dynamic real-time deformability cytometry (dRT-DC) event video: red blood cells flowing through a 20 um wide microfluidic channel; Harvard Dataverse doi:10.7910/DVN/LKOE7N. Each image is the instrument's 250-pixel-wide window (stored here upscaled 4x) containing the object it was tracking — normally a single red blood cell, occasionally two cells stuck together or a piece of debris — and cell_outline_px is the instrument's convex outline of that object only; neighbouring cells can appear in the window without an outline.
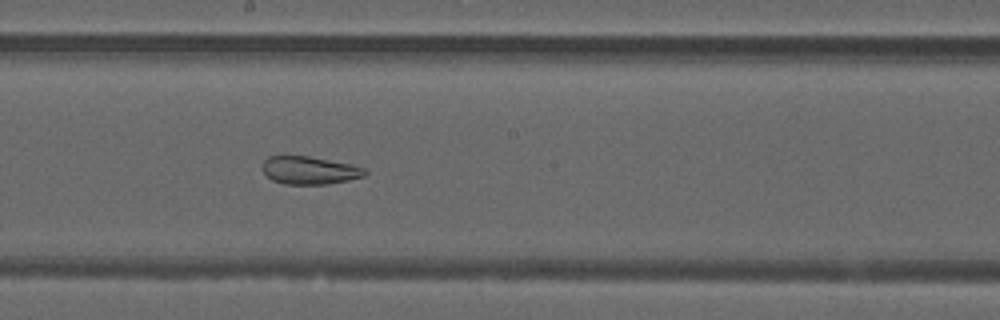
{"species": "common noctule bat (a hibernating species)", "species_latin": "Nyctalus noctula", "temperature_condition": "warm", "stored_images_in_passage": 51, "camera_frame_rate_fps": 3000, "um_per_image_px": 0.085, "animal": {"sex": "male", "forearm_length_mm": 52.5}, "frame": {"image": 1, "passage_image": 28, "time_ms": 9.0, "image_size_px": [1000, 320], "cell_outline_px": [[368, 172], [364, 176], [348, 180], [324, 184], [284, 184], [272, 180], [260, 168], [264, 160], [268, 156], [308, 156], [352, 164], [364, 168]], "centroid_in_image_um": [26.29, 14.47], "position_along_channel_um": 221.9, "area_um2": 16.65}}
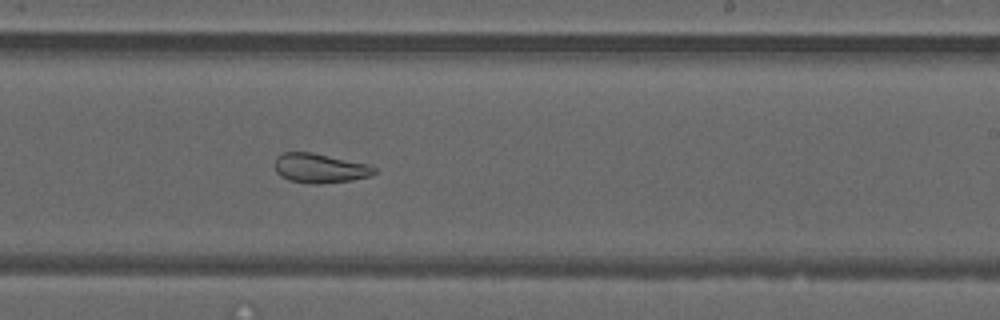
{"frame": {"image": 2, "passage_image": 31, "time_ms": 10.0, "image_size_px": [1000, 320], "cell_outline_px": [[376, 172], [368, 176], [352, 180], [320, 184], [308, 184], [288, 180], [280, 176], [276, 172], [276, 156], [284, 152], [312, 152], [368, 164], [376, 168]], "centroid_in_image_um": [27.17, 14.3], "position_along_channel_um": 261.8, "area_um2": 17.11}}
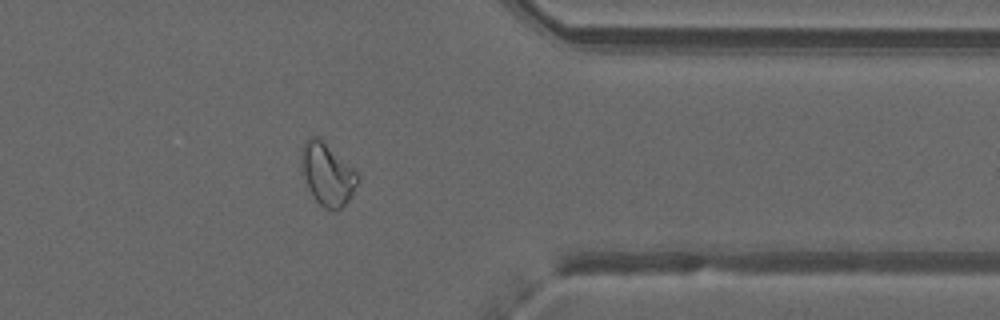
{"frame": {"image": 3, "passage_image": 41, "time_ms": 13.333, "image_size_px": [1000, 320], "cell_outline_px": [[360, 176], [348, 200], [336, 212], [324, 208], [316, 200], [304, 176], [300, 164], [300, 152], [304, 140], [312, 136], [316, 136], [356, 168]], "centroid_in_image_um": [27.83, 14.78], "position_along_channel_um": 383.6, "area_um2": 20.35}, "authors_computed_cell_mechanics": {"area_um2": 23.12, "velocity_mm_per_s": 4.0259, "shape_relaxation_time_tau1_ms": null, "shape_relaxation_time_tau2_ms": 1.944, "deformation_change_tau1": null, "deformation_change_tau2": 0.0985}}